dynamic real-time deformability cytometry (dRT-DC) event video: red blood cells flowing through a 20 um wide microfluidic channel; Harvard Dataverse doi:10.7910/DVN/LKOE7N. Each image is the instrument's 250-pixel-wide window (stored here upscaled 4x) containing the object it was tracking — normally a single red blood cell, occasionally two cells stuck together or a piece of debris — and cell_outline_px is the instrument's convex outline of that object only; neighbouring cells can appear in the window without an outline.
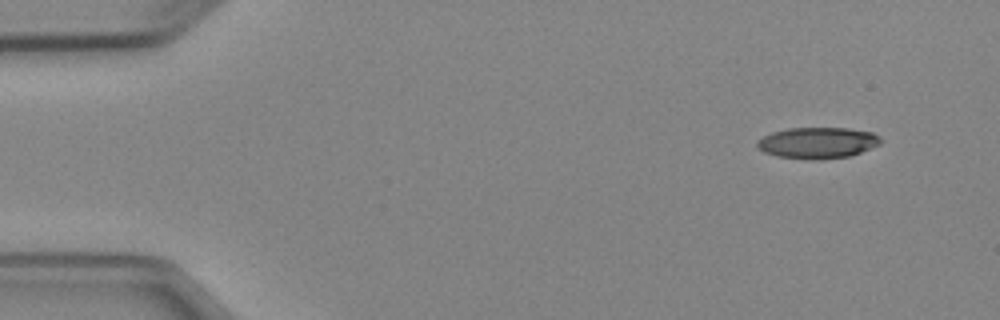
{"species": "Egyptian fruit bat (a non-hibernating species)", "species_latin": "Rousettus aegyptiacus", "temperature_condition": "cold", "stored_images_in_passage": 4, "camera_frame_rate_fps": 3000, "um_per_image_px": 0.085, "animal": {"sex": "female"}, "frame": {"image": 1, "passage_image": 1, "time_ms": 0.0, "image_size_px": [1000, 320], "cell_outline_px": [[880, 144], [860, 152], [848, 156], [820, 160], [812, 160], [776, 156], [764, 152], [756, 148], [756, 140], [772, 132], [788, 128], [848, 128], [872, 132], [880, 136]], "centroid_in_image_um": [69.45, 12.14], "position_along_channel_um": 15.5, "area_um2": 22.54}}
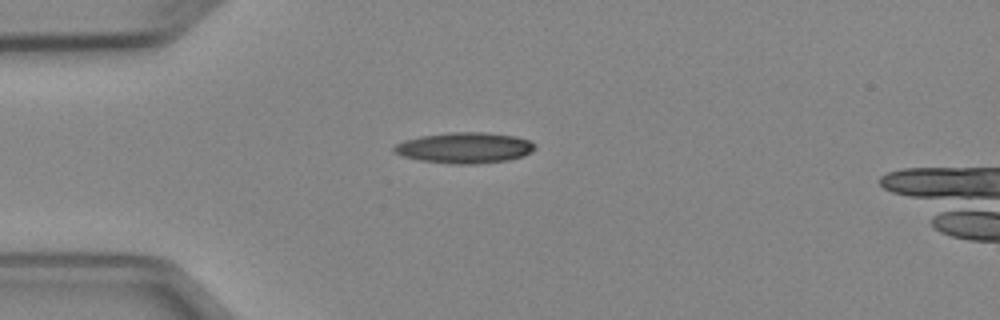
{"frame": {"image": 2, "passage_image": 3, "time_ms": 3.0, "image_size_px": [1000, 320], "cell_outline_px": [[536, 148], [532, 152], [524, 156], [508, 160], [476, 164], [452, 164], [420, 160], [404, 156], [392, 152], [392, 148], [396, 144], [404, 140], [420, 136], [452, 132], [484, 132], [516, 136], [532, 140], [536, 144]], "centroid_in_image_um": [39.53, 12.56], "position_along_channel_um": 45.5, "area_um2": 25.55}}